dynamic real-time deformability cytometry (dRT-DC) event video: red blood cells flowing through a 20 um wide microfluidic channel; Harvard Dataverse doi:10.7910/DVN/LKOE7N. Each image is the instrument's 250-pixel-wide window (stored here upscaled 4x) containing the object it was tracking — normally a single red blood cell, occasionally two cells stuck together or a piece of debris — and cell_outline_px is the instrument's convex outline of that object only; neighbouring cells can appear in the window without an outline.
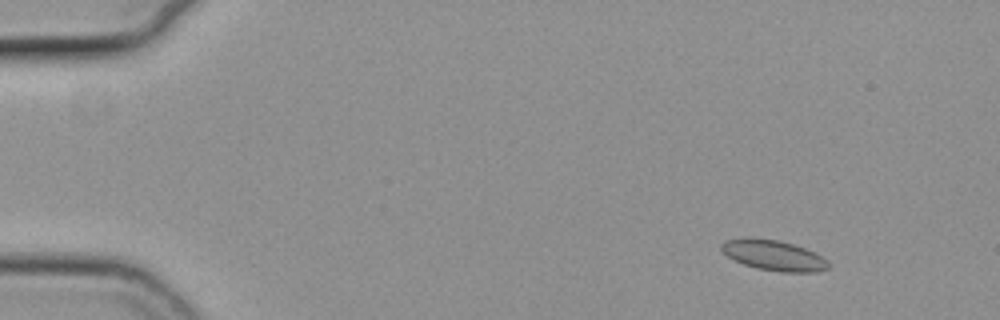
{"species": "common noctule bat (a hibernating species)", "species_latin": "Nyctalus noctula", "temperature_condition": "cold", "stored_images_in_passage": 57, "camera_frame_rate_fps": 3000, "um_per_image_px": 0.085, "animal": {"sex": "female", "body_mass_g": 19.3, "forearm_length_mm": 54.1}, "frame": {"image": 1, "passage_image": 7, "time_ms": 2.0, "image_size_px": [1000, 320], "cell_outline_px": [[828, 268], [816, 272], [780, 272], [756, 268], [744, 264], [728, 256], [720, 248], [720, 244], [724, 240], [748, 236], [752, 236], [776, 240], [792, 244], [804, 248], [828, 260]], "centroid_in_image_um": [65.71, 21.68], "position_along_channel_um": 19.3, "area_um2": 18.96}}
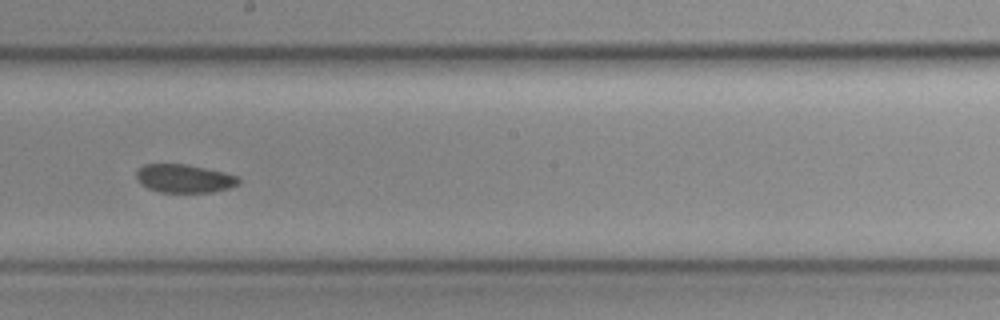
{"frame": {"image": 2, "passage_image": 33, "time_ms": 10.667, "image_size_px": [1000, 320], "cell_outline_px": [[240, 184], [228, 188], [212, 192], [160, 192], [148, 188], [140, 184], [136, 176], [136, 172], [144, 164], [188, 164], [224, 172], [236, 176], [240, 180]], "centroid_in_image_um": [15.66, 15.17], "position_along_channel_um": 232.5, "area_um2": 16.88}}
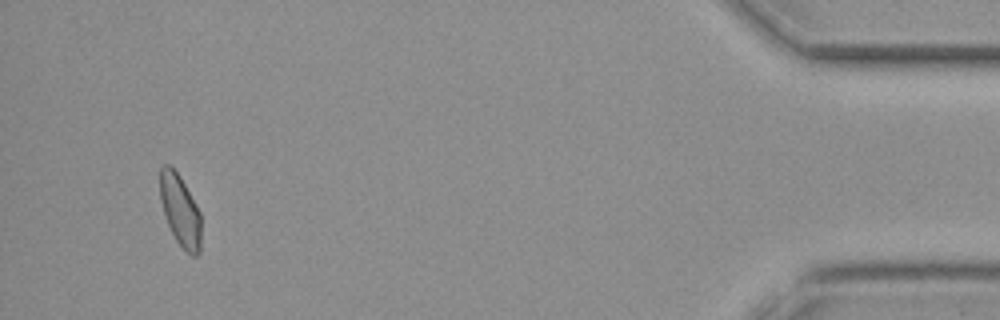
{"frame": {"image": 3, "passage_image": 54, "time_ms": 17.667, "image_size_px": [1000, 320], "cell_outline_px": [[200, 252], [196, 256], [192, 256], [176, 240], [168, 224], [160, 200], [160, 168], [164, 164], [168, 164], [180, 176], [196, 204], [200, 212]], "centroid_in_image_um": [15.31, 17.87], "position_along_channel_um": 419.9, "area_um2": 16.82}}